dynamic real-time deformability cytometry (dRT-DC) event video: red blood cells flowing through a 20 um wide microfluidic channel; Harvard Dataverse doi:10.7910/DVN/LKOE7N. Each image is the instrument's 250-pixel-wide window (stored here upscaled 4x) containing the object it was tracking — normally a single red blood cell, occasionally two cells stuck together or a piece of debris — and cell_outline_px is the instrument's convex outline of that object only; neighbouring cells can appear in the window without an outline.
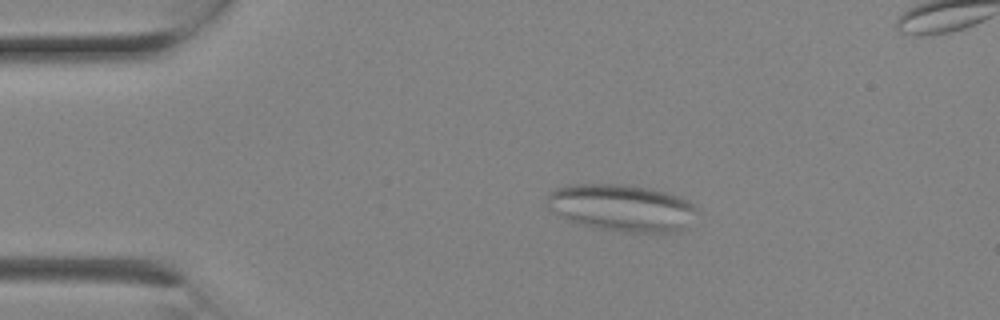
{"species": "Egyptian fruit bat (a non-hibernating species)", "species_latin": "Rousettus aegyptiacus", "temperature_condition": "room temperature", "stored_images_in_passage": 3, "segment_of_instrument_passage": [1, 2], "camera_frame_rate_fps": 3000, "um_per_image_px": 0.085, "animal": {"sex": "female"}, "frame": {"image": 1, "passage_image": 2, "time_ms": 0.333, "image_size_px": [1000, 320], "cell_outline_px": [[700, 212], [676, 232], [624, 232], [596, 228], [580, 224], [560, 216], [548, 208], [544, 204], [548, 196], [556, 188], [572, 184], [624, 184], [652, 188], [680, 196], [688, 200]], "centroid_in_image_um": [52.84, 17.65], "position_along_channel_um": 32.2, "area_um2": 41.15}}